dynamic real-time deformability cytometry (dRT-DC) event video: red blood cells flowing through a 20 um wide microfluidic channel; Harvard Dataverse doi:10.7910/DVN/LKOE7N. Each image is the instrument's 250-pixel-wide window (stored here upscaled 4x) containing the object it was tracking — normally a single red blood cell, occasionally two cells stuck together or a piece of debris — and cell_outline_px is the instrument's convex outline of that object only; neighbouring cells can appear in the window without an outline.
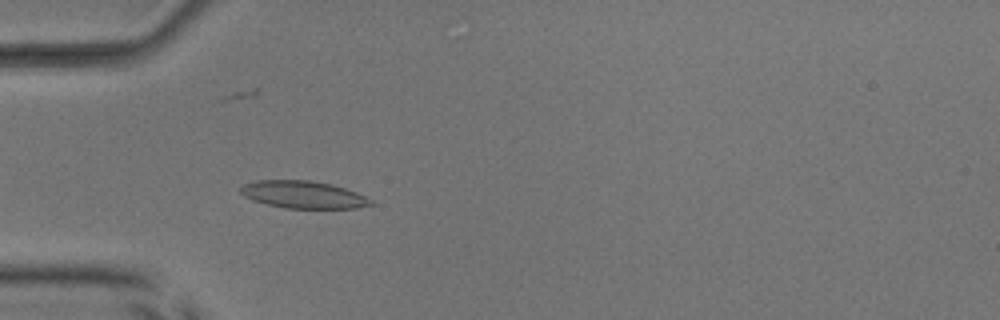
{"species": "common noctule bat (a hibernating species)", "species_latin": "Nyctalus noctula", "temperature_condition": "room temperature", "stored_images_in_passage": 40, "camera_frame_rate_fps": 3000, "um_per_image_px": 0.085, "animal": {"sex": "male", "body_mass_g": 17.9, "forearm_length_mm": 54.2}, "frame": {"image": 1, "passage_image": 3, "time_ms": 0.667, "image_size_px": [1000, 320], "cell_outline_px": [[376, 204], [356, 208], [284, 208], [252, 200], [244, 196], [240, 192], [240, 188], [244, 184], [256, 180], [308, 180], [332, 184], [356, 192], [372, 200]], "centroid_in_image_um": [25.78, 16.54], "position_along_channel_um": 59.2, "area_um2": 20.75}}
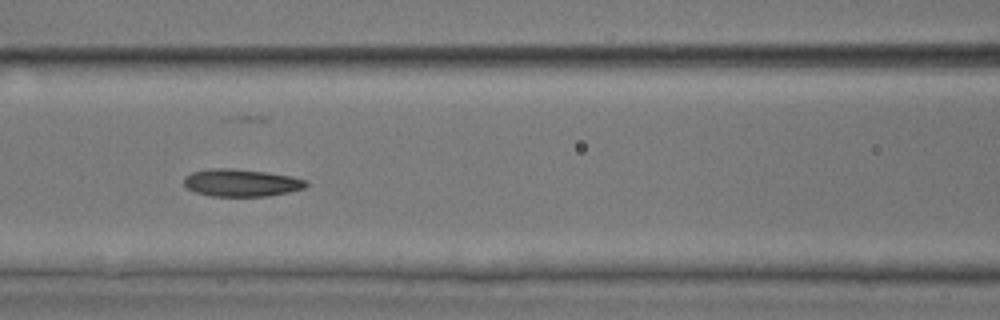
{"frame": {"image": 2, "passage_image": 10, "time_ms": 3.0, "image_size_px": [1000, 320], "cell_outline_px": [[308, 184], [304, 188], [288, 192], [268, 196], [212, 196], [196, 192], [188, 188], [184, 184], [184, 176], [192, 172], [208, 168], [232, 168], [264, 172], [292, 176], [308, 180]], "centroid_in_image_um": [20.51, 15.53], "position_along_channel_um": 146.1, "area_um2": 19.54}}
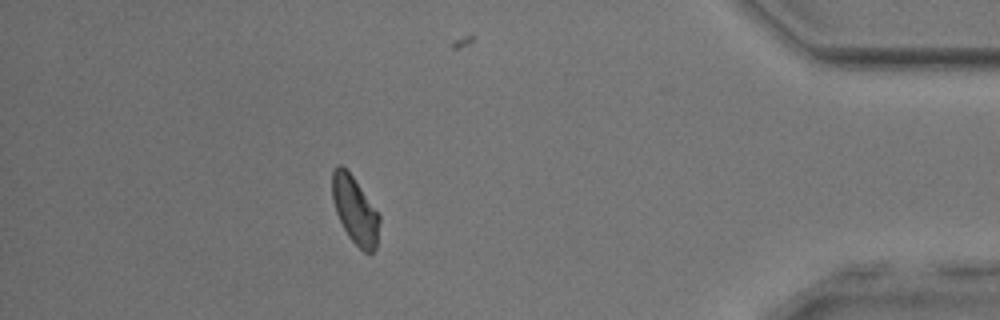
{"frame": {"image": 3, "passage_image": 33, "time_ms": 10.667, "image_size_px": [1000, 320], "cell_outline_px": [[380, 220], [376, 248], [372, 252], [364, 252], [348, 236], [336, 212], [332, 200], [332, 172], [336, 164], [340, 164], [352, 176], [380, 216]], "centroid_in_image_um": [30.16, 17.86], "position_along_channel_um": 405.0, "area_um2": 18.15}, "authors_computed_cell_mechanics": {"area_um2": 18.9295, "velocity_mm_per_s": 3.9617, "shape_relaxation_time_tau1_ms": 3.3216, "shape_relaxation_time_tau2_ms": 6.8212, "deformation_change_tau1": 0.1123, "deformation_change_tau2": 0.1504}}